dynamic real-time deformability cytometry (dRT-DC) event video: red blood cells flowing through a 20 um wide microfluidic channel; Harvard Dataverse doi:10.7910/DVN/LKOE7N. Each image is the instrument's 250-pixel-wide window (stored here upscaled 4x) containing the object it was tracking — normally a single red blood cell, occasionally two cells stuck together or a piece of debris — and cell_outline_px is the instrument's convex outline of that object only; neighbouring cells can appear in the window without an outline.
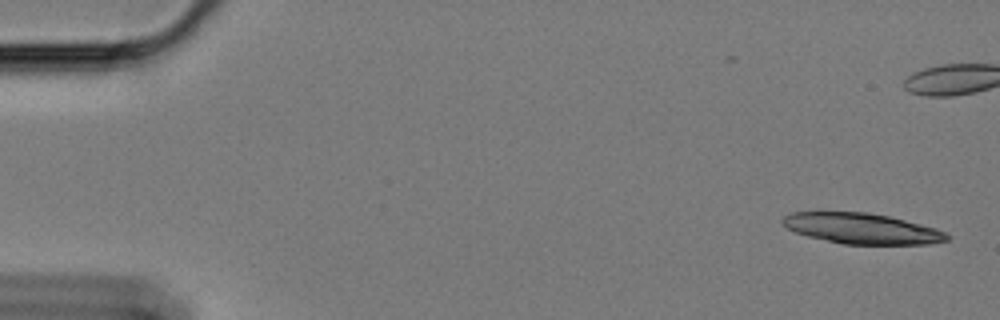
{"species": "Egyptian fruit bat (a non-hibernating species)", "species_latin": "Rousettus aegyptiacus", "temperature_condition": "cold", "stored_images_in_passage": 17, "camera_frame_rate_fps": 3000, "um_per_image_px": 0.085, "animal": {"sex": "female"}, "frame": {"image": 1, "passage_image": 1, "time_ms": 0.0, "image_size_px": [1000, 320], "cell_outline_px": [[952, 236], [948, 240], [928, 244], [844, 244], [808, 236], [796, 232], [788, 228], [780, 220], [784, 216], [792, 212], [816, 208], [868, 212], [888, 216], [936, 228]], "centroid_in_image_um": [73.16, 19.37], "position_along_channel_um": 11.8, "area_um2": 30.17}}